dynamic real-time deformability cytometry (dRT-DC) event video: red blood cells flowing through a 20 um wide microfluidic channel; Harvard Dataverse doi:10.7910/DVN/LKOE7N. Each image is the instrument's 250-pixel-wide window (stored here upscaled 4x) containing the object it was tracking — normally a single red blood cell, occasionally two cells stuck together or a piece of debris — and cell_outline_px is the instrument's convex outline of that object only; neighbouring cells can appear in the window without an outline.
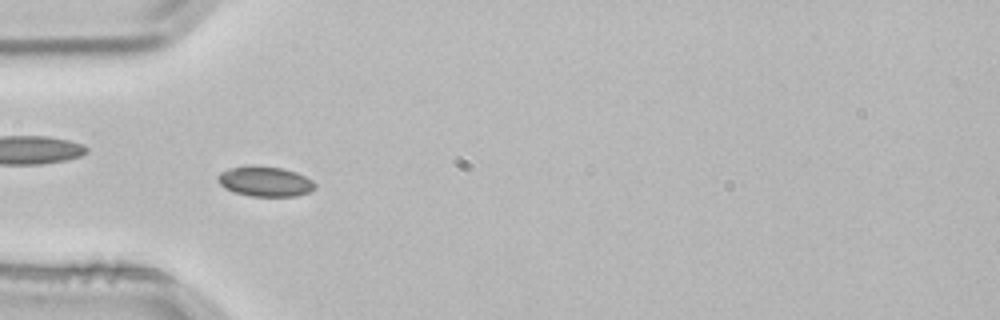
{"species": "common noctule bat (a hibernating species)", "species_latin": "Nyctalus noctula", "temperature_condition": "room temperature", "stored_images_in_passage": 4, "camera_frame_rate_fps": 3000, "um_per_image_px": 0.085, "animal": {"sex": "male", "body_mass_g": 21.5, "forearm_length_mm": 52.0}, "frame": {"image": 1, "passage_image": 4, "time_ms": 1.0, "image_size_px": [1000, 320], "cell_outline_px": [[316, 188], [308, 192], [296, 196], [252, 196], [232, 192], [224, 188], [216, 180], [216, 176], [220, 172], [232, 168], [284, 168], [296, 172], [312, 180], [316, 184]], "centroid_in_image_um": [22.54, 15.47], "position_along_channel_um": 62.5, "area_um2": 16.53}}